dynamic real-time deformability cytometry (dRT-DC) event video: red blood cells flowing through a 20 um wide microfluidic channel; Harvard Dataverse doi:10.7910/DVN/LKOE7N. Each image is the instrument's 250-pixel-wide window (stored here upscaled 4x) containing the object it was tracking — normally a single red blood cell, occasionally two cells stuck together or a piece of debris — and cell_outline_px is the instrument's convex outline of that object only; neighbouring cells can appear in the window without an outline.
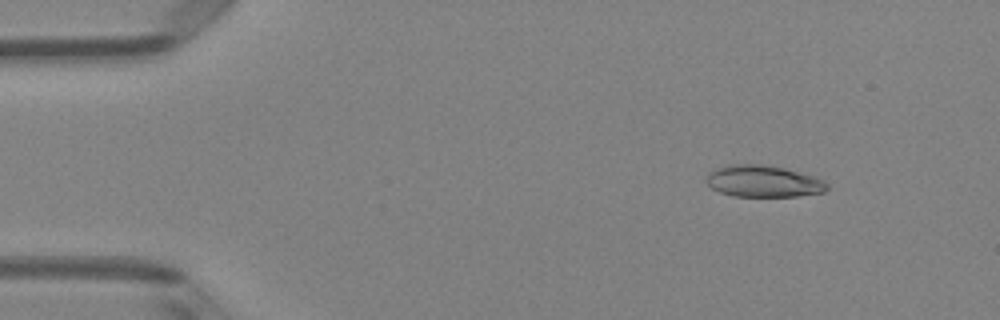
{"species": "Egyptian fruit bat (a non-hibernating species)", "species_latin": "Rousettus aegyptiacus", "temperature_condition": "room temperature", "stored_images_in_passage": 49, "camera_frame_rate_fps": 3000, "um_per_image_px": 0.085, "animal": {"sex": "female"}, "frame": {"image": 1, "passage_image": 6, "time_ms": 1.667, "image_size_px": [1000, 320], "cell_outline_px": [[828, 188], [824, 192], [800, 196], [732, 196], [720, 192], [712, 188], [704, 180], [708, 172], [728, 164], [760, 164], [784, 168], [812, 176], [824, 180], [828, 184]], "centroid_in_image_um": [64.86, 15.41], "position_along_channel_um": 20.1, "area_um2": 22.31}}
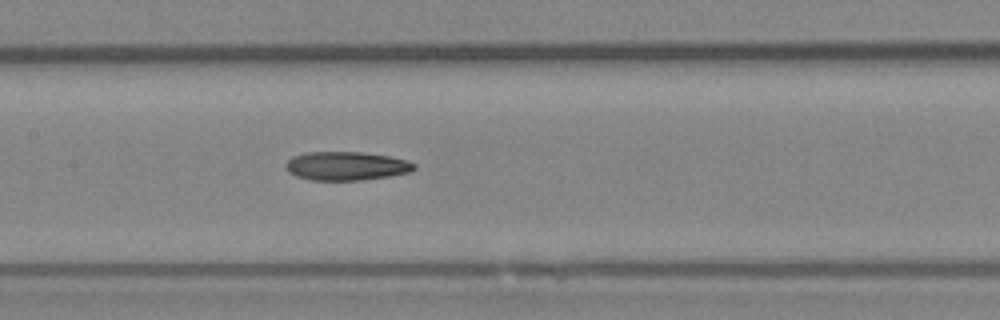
{"frame": {"image": 2, "passage_image": 24, "time_ms": 7.667, "image_size_px": [1000, 320], "cell_outline_px": [[416, 168], [412, 172], [392, 176], [364, 180], [312, 180], [296, 176], [288, 172], [284, 168], [284, 164], [292, 156], [304, 152], [360, 152], [388, 156], [408, 160], [416, 164]], "centroid_in_image_um": [29.44, 14.11], "position_along_channel_um": 178.0, "area_um2": 21.79}}
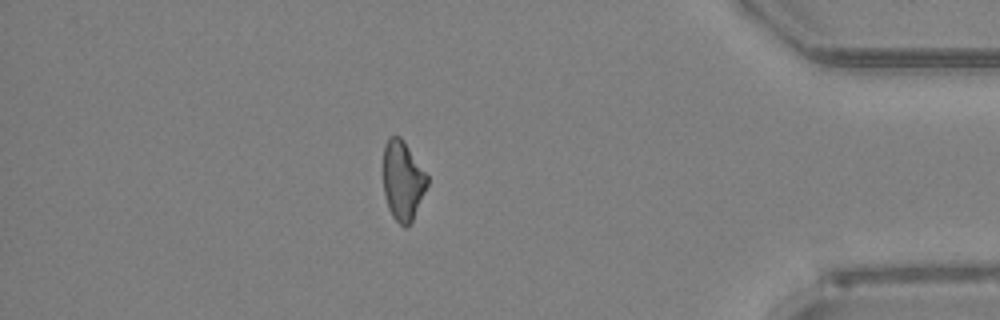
{"frame": {"image": 3, "passage_image": 43, "time_ms": 14.0, "image_size_px": [1000, 320], "cell_outline_px": [[428, 184], [412, 220], [404, 228], [392, 216], [388, 208], [384, 196], [384, 144], [392, 136], [400, 136], [428, 176]], "centroid_in_image_um": [34.22, 15.36], "position_along_channel_um": 401.0, "area_um2": 20.0}, "authors_computed_cell_mechanics": {"area_um2": 21.7906, "velocity_mm_per_s": 4.1106, "shape_relaxation_time_tau1_ms": 10.6987, "shape_relaxation_time_tau2_ms": 5.1074, "deformation_change_tau1": 0.239, "deformation_change_tau2": 0.1563}}